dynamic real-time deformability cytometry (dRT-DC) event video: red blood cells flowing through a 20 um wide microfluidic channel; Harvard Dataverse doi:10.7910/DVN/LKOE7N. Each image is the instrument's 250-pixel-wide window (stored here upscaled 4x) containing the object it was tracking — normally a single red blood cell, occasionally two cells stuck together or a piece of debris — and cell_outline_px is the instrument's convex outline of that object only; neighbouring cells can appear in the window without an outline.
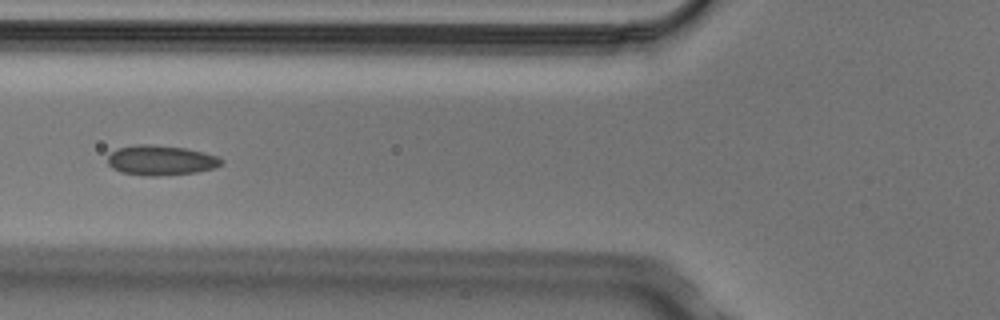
{"species": "Egyptian fruit bat (a non-hibernating species)", "species_latin": "Rousettus aegyptiacus", "temperature_condition": "cold", "stored_images_in_passage": 7, "camera_frame_rate_fps": 3000, "um_per_image_px": 0.085, "animal": {"sex": "male"}, "frame": {"image": 1, "passage_image": 5, "time_ms": 1.333, "image_size_px": [1000, 320], "cell_outline_px": [[224, 160], [216, 168], [196, 172], [156, 176], [148, 176], [120, 172], [112, 168], [108, 164], [108, 156], [116, 148], [136, 144], [152, 144], [184, 148], [204, 152], [216, 156]], "centroid_in_image_um": [13.65, 13.62], "position_along_channel_um": 112.2, "area_um2": 19.88}}
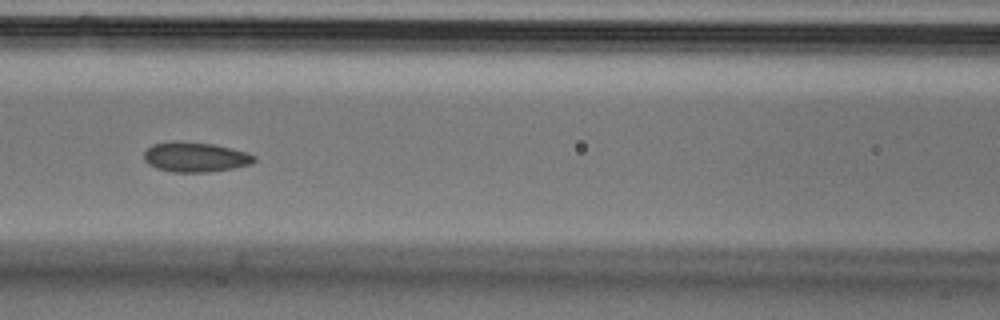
{"frame": {"image": 2, "passage_image": 6, "time_ms": 1.667, "image_size_px": [1000, 320], "cell_outline_px": [[256, 160], [252, 164], [232, 168], [208, 172], [172, 172], [156, 168], [148, 164], [144, 160], [144, 152], [152, 144], [172, 140], [176, 140], [212, 144], [248, 152], [256, 156]], "centroid_in_image_um": [16.58, 13.34], "position_along_channel_um": 150.0, "area_um2": 19.36}}
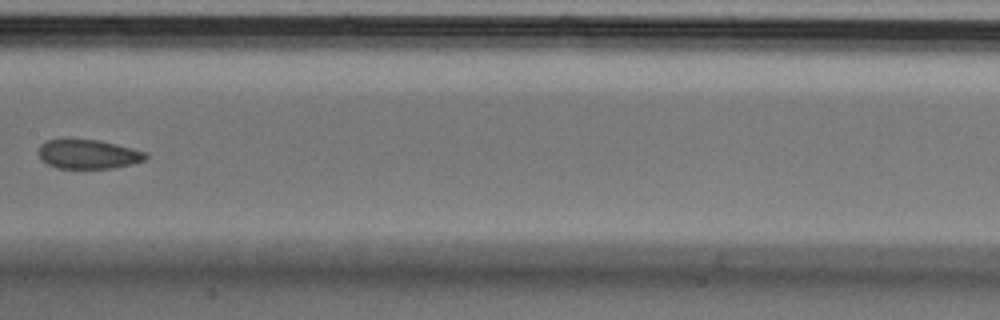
{"frame": {"image": 3, "passage_image": 7, "time_ms": 2.0, "image_size_px": [1000, 320], "cell_outline_px": [[148, 156], [144, 160], [132, 164], [112, 168], [56, 168], [48, 164], [40, 156], [40, 144], [48, 140], [100, 140], [148, 152]], "centroid_in_image_um": [7.55, 13.11], "position_along_channel_um": 199.8, "area_um2": 17.98}}